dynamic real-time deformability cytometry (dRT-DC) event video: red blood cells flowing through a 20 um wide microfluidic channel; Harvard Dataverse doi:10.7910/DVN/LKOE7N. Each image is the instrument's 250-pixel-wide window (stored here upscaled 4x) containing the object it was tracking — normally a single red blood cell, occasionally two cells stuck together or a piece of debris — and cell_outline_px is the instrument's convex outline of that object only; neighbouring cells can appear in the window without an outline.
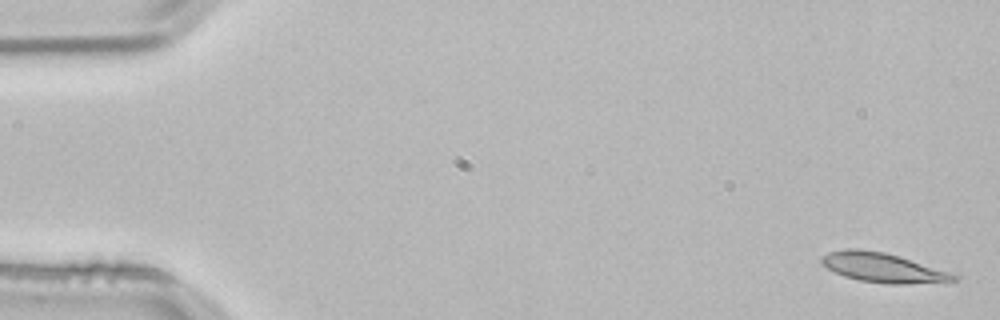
{"species": "common noctule bat (a hibernating species)", "species_latin": "Nyctalus noctula", "temperature_condition": "room temperature", "stored_images_in_passage": 4, "segment_of_instrument_passage": [1, 2], "camera_frame_rate_fps": 3000, "um_per_image_px": 0.085, "animal": {"sex": "male", "body_mass_g": 21.5, "forearm_length_mm": 52.0}, "frame": {"image": 1, "passage_image": 1, "time_ms": 0.0, "image_size_px": [1000, 320], "cell_outline_px": [[956, 280], [908, 284], [892, 284], [860, 280], [844, 276], [820, 264], [820, 256], [828, 252], [844, 248], [856, 248], [884, 252], [900, 256], [948, 272], [956, 276]], "centroid_in_image_um": [74.93, 22.72], "position_along_channel_um": 10.1, "area_um2": 22.37}}